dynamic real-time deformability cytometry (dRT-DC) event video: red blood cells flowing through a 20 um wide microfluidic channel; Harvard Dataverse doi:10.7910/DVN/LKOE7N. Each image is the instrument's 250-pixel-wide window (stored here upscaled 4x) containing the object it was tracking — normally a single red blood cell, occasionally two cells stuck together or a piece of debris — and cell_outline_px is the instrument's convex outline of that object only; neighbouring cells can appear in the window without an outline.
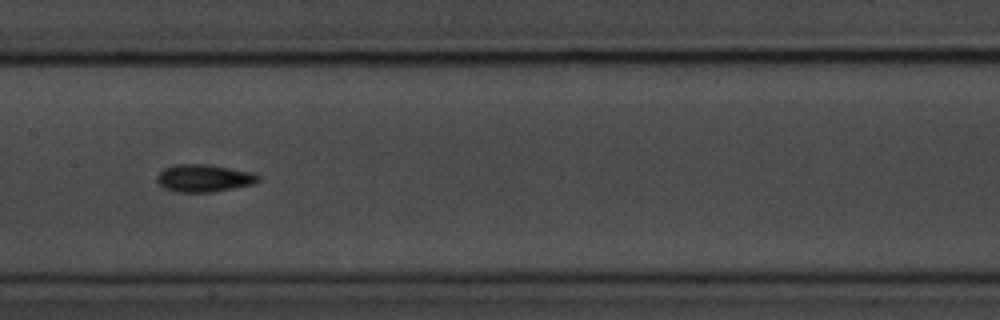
{"species": "common noctule bat (a hibernating species)", "species_latin": "Nyctalus noctula", "temperature_condition": "room temperature", "stored_images_in_passage": 15, "camera_frame_rate_fps": 3000, "um_per_image_px": 0.085, "animal": {"sex": "male", "body_mass_g": 20.1, "forearm_length_mm": 53.5}, "frame": {"image": 1, "passage_image": 7, "time_ms": 7.667, "image_size_px": [1000, 320], "cell_outline_px": [[260, 180], [256, 184], [212, 192], [180, 192], [164, 188], [156, 180], [156, 176], [164, 168], [176, 164], [208, 164], [252, 172], [260, 176]], "centroid_in_image_um": [17.36, 15.14], "position_along_channel_um": 190.0, "area_um2": 16.3}, "authors_computed_cell_mechanics": {"area_um2": 15.317, "velocity_mm_per_s": 3.6515, "shape_relaxation_time_tau1_ms": null, "shape_relaxation_time_tau2_ms": 3.8991, "deformation_change_tau1": null, "deformation_change_tau2": 0.0495}}